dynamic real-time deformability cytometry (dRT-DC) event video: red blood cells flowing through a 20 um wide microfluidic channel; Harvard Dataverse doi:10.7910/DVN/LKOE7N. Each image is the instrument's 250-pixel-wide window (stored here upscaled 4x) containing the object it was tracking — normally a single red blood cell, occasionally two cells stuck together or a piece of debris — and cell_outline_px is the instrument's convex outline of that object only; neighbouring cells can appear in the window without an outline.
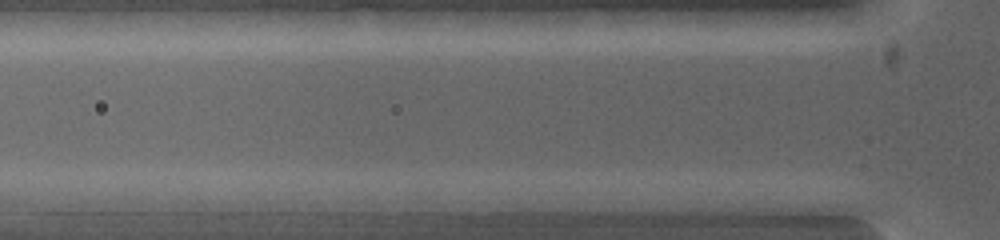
{"species": "common noctule bat (a hibernating species)", "species_latin": "Nyctalus noctula", "temperature_condition": "warm", "stored_images_in_passage": 4, "segment_of_instrument_passage": [1, 2], "camera_frame_rate_fps": 5000, "um_per_image_px": 0.085, "animal": {"sex": "female", "body_mass_g": 19.0, "forearm_length_mm": 53.3}, "frame": {"image": 1, "passage_image": 3, "time_ms": 0.6, "image_size_px": [1000, 240], "cell_outline_px": [[384, 200], [380, 212], [244, 212], [240, 200], [296, 192], [372, 192]], "centroid_in_image_um": [26.81, 17.23], "position_along_channel_um": 99.0, "area_um2": 18.5}}